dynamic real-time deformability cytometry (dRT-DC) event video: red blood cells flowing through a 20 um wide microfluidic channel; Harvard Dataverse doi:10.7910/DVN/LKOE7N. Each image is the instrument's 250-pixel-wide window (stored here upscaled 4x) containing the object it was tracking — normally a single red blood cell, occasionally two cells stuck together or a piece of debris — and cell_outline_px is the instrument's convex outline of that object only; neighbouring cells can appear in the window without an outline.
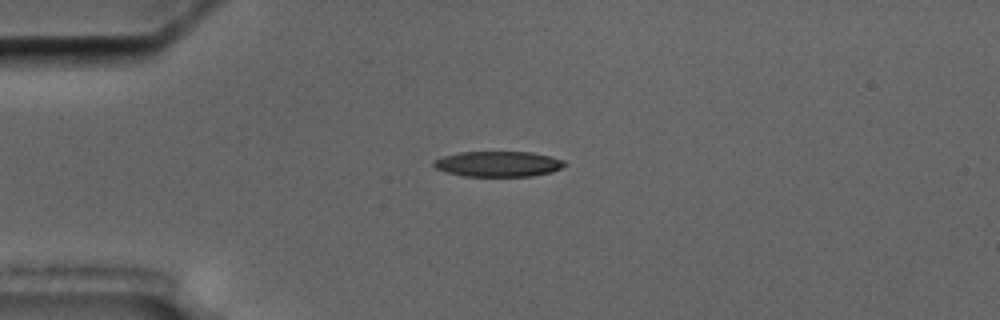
{"species": "common noctule bat (a hibernating species)", "species_latin": "Nyctalus noctula", "temperature_condition": "cold", "stored_images_in_passage": 4, "camera_frame_rate_fps": 3000, "um_per_image_px": 0.085, "animal": {"sex": "male", "body_mass_g": 17.5, "forearm_length_mm": 52.3}, "frame": {"image": 1, "passage_image": 1, "time_ms": 0.0, "image_size_px": [1000, 320], "cell_outline_px": [[568, 164], [552, 172], [532, 176], [464, 176], [444, 172], [436, 168], [432, 164], [432, 160], [444, 156], [460, 152], [532, 152], [552, 156], [564, 160]], "centroid_in_image_um": [42.35, 13.93], "position_along_channel_um": 42.6, "area_um2": 19.59}}
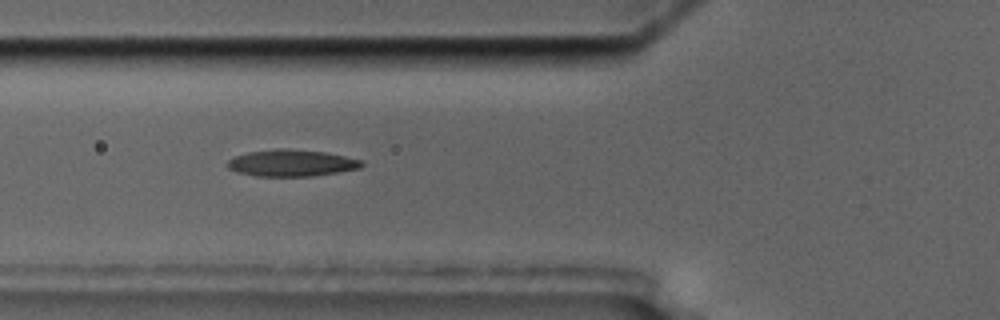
{"frame": {"image": 2, "passage_image": 3, "time_ms": 2.333, "image_size_px": [1000, 320], "cell_outline_px": [[364, 164], [360, 168], [312, 176], [256, 176], [236, 172], [228, 168], [228, 160], [236, 156], [248, 152], [280, 148], [288, 148], [328, 152], [360, 160]], "centroid_in_image_um": [24.77, 13.85], "position_along_channel_um": 101.0, "area_um2": 20.81}}